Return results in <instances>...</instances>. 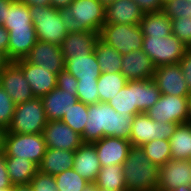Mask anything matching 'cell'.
<instances>
[{
  "label": "cell",
  "mask_w": 191,
  "mask_h": 191,
  "mask_svg": "<svg viewBox=\"0 0 191 191\" xmlns=\"http://www.w3.org/2000/svg\"><path fill=\"white\" fill-rule=\"evenodd\" d=\"M134 115L118 113L106 102L88 105V119L85 124L83 143H93L103 137L113 136L130 141Z\"/></svg>",
  "instance_id": "obj_1"
},
{
  "label": "cell",
  "mask_w": 191,
  "mask_h": 191,
  "mask_svg": "<svg viewBox=\"0 0 191 191\" xmlns=\"http://www.w3.org/2000/svg\"><path fill=\"white\" fill-rule=\"evenodd\" d=\"M160 96L161 92L153 79L128 80L107 103L120 114L135 116L148 111Z\"/></svg>",
  "instance_id": "obj_2"
},
{
  "label": "cell",
  "mask_w": 191,
  "mask_h": 191,
  "mask_svg": "<svg viewBox=\"0 0 191 191\" xmlns=\"http://www.w3.org/2000/svg\"><path fill=\"white\" fill-rule=\"evenodd\" d=\"M127 191H158L160 167L152 163L140 146H131L122 164Z\"/></svg>",
  "instance_id": "obj_3"
},
{
  "label": "cell",
  "mask_w": 191,
  "mask_h": 191,
  "mask_svg": "<svg viewBox=\"0 0 191 191\" xmlns=\"http://www.w3.org/2000/svg\"><path fill=\"white\" fill-rule=\"evenodd\" d=\"M68 33L94 31L99 33L105 24V7L99 0H73L60 10Z\"/></svg>",
  "instance_id": "obj_4"
},
{
  "label": "cell",
  "mask_w": 191,
  "mask_h": 191,
  "mask_svg": "<svg viewBox=\"0 0 191 191\" xmlns=\"http://www.w3.org/2000/svg\"><path fill=\"white\" fill-rule=\"evenodd\" d=\"M33 22L37 40L61 45L68 35L66 26L62 21L60 10L50 6H28Z\"/></svg>",
  "instance_id": "obj_5"
},
{
  "label": "cell",
  "mask_w": 191,
  "mask_h": 191,
  "mask_svg": "<svg viewBox=\"0 0 191 191\" xmlns=\"http://www.w3.org/2000/svg\"><path fill=\"white\" fill-rule=\"evenodd\" d=\"M48 120L41 97L17 104L12 123L7 129L10 133L41 134Z\"/></svg>",
  "instance_id": "obj_6"
},
{
  "label": "cell",
  "mask_w": 191,
  "mask_h": 191,
  "mask_svg": "<svg viewBox=\"0 0 191 191\" xmlns=\"http://www.w3.org/2000/svg\"><path fill=\"white\" fill-rule=\"evenodd\" d=\"M143 38L140 24L105 23L99 32V39L115 48L121 55L142 50Z\"/></svg>",
  "instance_id": "obj_7"
},
{
  "label": "cell",
  "mask_w": 191,
  "mask_h": 191,
  "mask_svg": "<svg viewBox=\"0 0 191 191\" xmlns=\"http://www.w3.org/2000/svg\"><path fill=\"white\" fill-rule=\"evenodd\" d=\"M188 47L171 34L167 37H144L142 50L151 58L155 67L178 64Z\"/></svg>",
  "instance_id": "obj_8"
},
{
  "label": "cell",
  "mask_w": 191,
  "mask_h": 191,
  "mask_svg": "<svg viewBox=\"0 0 191 191\" xmlns=\"http://www.w3.org/2000/svg\"><path fill=\"white\" fill-rule=\"evenodd\" d=\"M47 146L41 134H18L6 130L4 155L28 159L37 166L42 161Z\"/></svg>",
  "instance_id": "obj_9"
},
{
  "label": "cell",
  "mask_w": 191,
  "mask_h": 191,
  "mask_svg": "<svg viewBox=\"0 0 191 191\" xmlns=\"http://www.w3.org/2000/svg\"><path fill=\"white\" fill-rule=\"evenodd\" d=\"M178 124L155 122L143 112L134 116L130 142L132 146H142L155 139L170 140Z\"/></svg>",
  "instance_id": "obj_10"
},
{
  "label": "cell",
  "mask_w": 191,
  "mask_h": 191,
  "mask_svg": "<svg viewBox=\"0 0 191 191\" xmlns=\"http://www.w3.org/2000/svg\"><path fill=\"white\" fill-rule=\"evenodd\" d=\"M188 96L161 94L159 100L145 113L155 122L183 124L186 121Z\"/></svg>",
  "instance_id": "obj_11"
},
{
  "label": "cell",
  "mask_w": 191,
  "mask_h": 191,
  "mask_svg": "<svg viewBox=\"0 0 191 191\" xmlns=\"http://www.w3.org/2000/svg\"><path fill=\"white\" fill-rule=\"evenodd\" d=\"M0 85L17 105L35 98L22 68L10 61L0 72Z\"/></svg>",
  "instance_id": "obj_12"
},
{
  "label": "cell",
  "mask_w": 191,
  "mask_h": 191,
  "mask_svg": "<svg viewBox=\"0 0 191 191\" xmlns=\"http://www.w3.org/2000/svg\"><path fill=\"white\" fill-rule=\"evenodd\" d=\"M42 135L46 146L54 149L75 151L83 144L81 135L61 120H49Z\"/></svg>",
  "instance_id": "obj_13"
},
{
  "label": "cell",
  "mask_w": 191,
  "mask_h": 191,
  "mask_svg": "<svg viewBox=\"0 0 191 191\" xmlns=\"http://www.w3.org/2000/svg\"><path fill=\"white\" fill-rule=\"evenodd\" d=\"M180 185L191 186V161L170 159L160 166L158 191H175Z\"/></svg>",
  "instance_id": "obj_14"
},
{
  "label": "cell",
  "mask_w": 191,
  "mask_h": 191,
  "mask_svg": "<svg viewBox=\"0 0 191 191\" xmlns=\"http://www.w3.org/2000/svg\"><path fill=\"white\" fill-rule=\"evenodd\" d=\"M161 94L189 96L188 85L179 64H168L156 67L153 77Z\"/></svg>",
  "instance_id": "obj_15"
},
{
  "label": "cell",
  "mask_w": 191,
  "mask_h": 191,
  "mask_svg": "<svg viewBox=\"0 0 191 191\" xmlns=\"http://www.w3.org/2000/svg\"><path fill=\"white\" fill-rule=\"evenodd\" d=\"M25 59L57 75L65 69V60L60 46L49 42L37 40Z\"/></svg>",
  "instance_id": "obj_16"
},
{
  "label": "cell",
  "mask_w": 191,
  "mask_h": 191,
  "mask_svg": "<svg viewBox=\"0 0 191 191\" xmlns=\"http://www.w3.org/2000/svg\"><path fill=\"white\" fill-rule=\"evenodd\" d=\"M101 166L123 164L132 146L127 139L107 136L93 142Z\"/></svg>",
  "instance_id": "obj_17"
},
{
  "label": "cell",
  "mask_w": 191,
  "mask_h": 191,
  "mask_svg": "<svg viewBox=\"0 0 191 191\" xmlns=\"http://www.w3.org/2000/svg\"><path fill=\"white\" fill-rule=\"evenodd\" d=\"M23 70L35 97H42L57 87V74L29 63L25 58L15 61Z\"/></svg>",
  "instance_id": "obj_18"
},
{
  "label": "cell",
  "mask_w": 191,
  "mask_h": 191,
  "mask_svg": "<svg viewBox=\"0 0 191 191\" xmlns=\"http://www.w3.org/2000/svg\"><path fill=\"white\" fill-rule=\"evenodd\" d=\"M120 73L127 80L153 79L156 67L143 50H135L121 56Z\"/></svg>",
  "instance_id": "obj_19"
},
{
  "label": "cell",
  "mask_w": 191,
  "mask_h": 191,
  "mask_svg": "<svg viewBox=\"0 0 191 191\" xmlns=\"http://www.w3.org/2000/svg\"><path fill=\"white\" fill-rule=\"evenodd\" d=\"M144 12L134 0H115L105 7V23L137 25Z\"/></svg>",
  "instance_id": "obj_20"
},
{
  "label": "cell",
  "mask_w": 191,
  "mask_h": 191,
  "mask_svg": "<svg viewBox=\"0 0 191 191\" xmlns=\"http://www.w3.org/2000/svg\"><path fill=\"white\" fill-rule=\"evenodd\" d=\"M73 169L91 185L94 184L101 163L93 143H83L74 151Z\"/></svg>",
  "instance_id": "obj_21"
},
{
  "label": "cell",
  "mask_w": 191,
  "mask_h": 191,
  "mask_svg": "<svg viewBox=\"0 0 191 191\" xmlns=\"http://www.w3.org/2000/svg\"><path fill=\"white\" fill-rule=\"evenodd\" d=\"M98 39L99 33L94 31L68 33L60 45L64 60L66 61L70 57L92 53Z\"/></svg>",
  "instance_id": "obj_22"
},
{
  "label": "cell",
  "mask_w": 191,
  "mask_h": 191,
  "mask_svg": "<svg viewBox=\"0 0 191 191\" xmlns=\"http://www.w3.org/2000/svg\"><path fill=\"white\" fill-rule=\"evenodd\" d=\"M47 120H61L74 104L79 100L77 95L55 87L48 94L41 97Z\"/></svg>",
  "instance_id": "obj_23"
},
{
  "label": "cell",
  "mask_w": 191,
  "mask_h": 191,
  "mask_svg": "<svg viewBox=\"0 0 191 191\" xmlns=\"http://www.w3.org/2000/svg\"><path fill=\"white\" fill-rule=\"evenodd\" d=\"M8 34L9 61L24 59L37 42V36L34 27L12 28L10 31H8Z\"/></svg>",
  "instance_id": "obj_24"
},
{
  "label": "cell",
  "mask_w": 191,
  "mask_h": 191,
  "mask_svg": "<svg viewBox=\"0 0 191 191\" xmlns=\"http://www.w3.org/2000/svg\"><path fill=\"white\" fill-rule=\"evenodd\" d=\"M74 151L47 147L44 157L38 166V171L55 176L73 168Z\"/></svg>",
  "instance_id": "obj_25"
},
{
  "label": "cell",
  "mask_w": 191,
  "mask_h": 191,
  "mask_svg": "<svg viewBox=\"0 0 191 191\" xmlns=\"http://www.w3.org/2000/svg\"><path fill=\"white\" fill-rule=\"evenodd\" d=\"M65 69L77 80H98L102 73L94 51L88 55L70 57L65 61Z\"/></svg>",
  "instance_id": "obj_26"
},
{
  "label": "cell",
  "mask_w": 191,
  "mask_h": 191,
  "mask_svg": "<svg viewBox=\"0 0 191 191\" xmlns=\"http://www.w3.org/2000/svg\"><path fill=\"white\" fill-rule=\"evenodd\" d=\"M5 163L13 185L31 183L38 172V166L26 158L19 159L16 156H5Z\"/></svg>",
  "instance_id": "obj_27"
},
{
  "label": "cell",
  "mask_w": 191,
  "mask_h": 191,
  "mask_svg": "<svg viewBox=\"0 0 191 191\" xmlns=\"http://www.w3.org/2000/svg\"><path fill=\"white\" fill-rule=\"evenodd\" d=\"M144 37H167L172 34V22L162 11L144 13L140 21Z\"/></svg>",
  "instance_id": "obj_28"
},
{
  "label": "cell",
  "mask_w": 191,
  "mask_h": 191,
  "mask_svg": "<svg viewBox=\"0 0 191 191\" xmlns=\"http://www.w3.org/2000/svg\"><path fill=\"white\" fill-rule=\"evenodd\" d=\"M169 142L171 159L189 160L191 156V126L186 123L178 124Z\"/></svg>",
  "instance_id": "obj_29"
},
{
  "label": "cell",
  "mask_w": 191,
  "mask_h": 191,
  "mask_svg": "<svg viewBox=\"0 0 191 191\" xmlns=\"http://www.w3.org/2000/svg\"><path fill=\"white\" fill-rule=\"evenodd\" d=\"M93 185L108 191L126 190L122 164L101 166Z\"/></svg>",
  "instance_id": "obj_30"
},
{
  "label": "cell",
  "mask_w": 191,
  "mask_h": 191,
  "mask_svg": "<svg viewBox=\"0 0 191 191\" xmlns=\"http://www.w3.org/2000/svg\"><path fill=\"white\" fill-rule=\"evenodd\" d=\"M94 53L102 73L121 71L122 55L115 48L98 39L94 47Z\"/></svg>",
  "instance_id": "obj_31"
},
{
  "label": "cell",
  "mask_w": 191,
  "mask_h": 191,
  "mask_svg": "<svg viewBox=\"0 0 191 191\" xmlns=\"http://www.w3.org/2000/svg\"><path fill=\"white\" fill-rule=\"evenodd\" d=\"M127 81L120 72L101 73L97 80L99 102L107 103L127 84Z\"/></svg>",
  "instance_id": "obj_32"
},
{
  "label": "cell",
  "mask_w": 191,
  "mask_h": 191,
  "mask_svg": "<svg viewBox=\"0 0 191 191\" xmlns=\"http://www.w3.org/2000/svg\"><path fill=\"white\" fill-rule=\"evenodd\" d=\"M3 26L8 31L12 28L34 27L28 6L21 0H14L7 10Z\"/></svg>",
  "instance_id": "obj_33"
},
{
  "label": "cell",
  "mask_w": 191,
  "mask_h": 191,
  "mask_svg": "<svg viewBox=\"0 0 191 191\" xmlns=\"http://www.w3.org/2000/svg\"><path fill=\"white\" fill-rule=\"evenodd\" d=\"M57 191H90L91 184L73 168L54 176Z\"/></svg>",
  "instance_id": "obj_34"
},
{
  "label": "cell",
  "mask_w": 191,
  "mask_h": 191,
  "mask_svg": "<svg viewBox=\"0 0 191 191\" xmlns=\"http://www.w3.org/2000/svg\"><path fill=\"white\" fill-rule=\"evenodd\" d=\"M148 159L158 165H164L171 159L170 142L165 139H155L140 146Z\"/></svg>",
  "instance_id": "obj_35"
},
{
  "label": "cell",
  "mask_w": 191,
  "mask_h": 191,
  "mask_svg": "<svg viewBox=\"0 0 191 191\" xmlns=\"http://www.w3.org/2000/svg\"><path fill=\"white\" fill-rule=\"evenodd\" d=\"M88 119V105L78 101L64 114L61 121L67 124L72 130L83 135L85 124Z\"/></svg>",
  "instance_id": "obj_36"
},
{
  "label": "cell",
  "mask_w": 191,
  "mask_h": 191,
  "mask_svg": "<svg viewBox=\"0 0 191 191\" xmlns=\"http://www.w3.org/2000/svg\"><path fill=\"white\" fill-rule=\"evenodd\" d=\"M77 98L86 105L98 103L97 80H78Z\"/></svg>",
  "instance_id": "obj_37"
},
{
  "label": "cell",
  "mask_w": 191,
  "mask_h": 191,
  "mask_svg": "<svg viewBox=\"0 0 191 191\" xmlns=\"http://www.w3.org/2000/svg\"><path fill=\"white\" fill-rule=\"evenodd\" d=\"M16 104L0 85V128L7 130L12 123Z\"/></svg>",
  "instance_id": "obj_38"
},
{
  "label": "cell",
  "mask_w": 191,
  "mask_h": 191,
  "mask_svg": "<svg viewBox=\"0 0 191 191\" xmlns=\"http://www.w3.org/2000/svg\"><path fill=\"white\" fill-rule=\"evenodd\" d=\"M161 11L171 20L179 17L190 18L191 4L186 0H171L163 5Z\"/></svg>",
  "instance_id": "obj_39"
},
{
  "label": "cell",
  "mask_w": 191,
  "mask_h": 191,
  "mask_svg": "<svg viewBox=\"0 0 191 191\" xmlns=\"http://www.w3.org/2000/svg\"><path fill=\"white\" fill-rule=\"evenodd\" d=\"M172 34L177 36L188 48H191V17L172 19Z\"/></svg>",
  "instance_id": "obj_40"
},
{
  "label": "cell",
  "mask_w": 191,
  "mask_h": 191,
  "mask_svg": "<svg viewBox=\"0 0 191 191\" xmlns=\"http://www.w3.org/2000/svg\"><path fill=\"white\" fill-rule=\"evenodd\" d=\"M33 191H57L54 176L37 172L31 181Z\"/></svg>",
  "instance_id": "obj_41"
},
{
  "label": "cell",
  "mask_w": 191,
  "mask_h": 191,
  "mask_svg": "<svg viewBox=\"0 0 191 191\" xmlns=\"http://www.w3.org/2000/svg\"><path fill=\"white\" fill-rule=\"evenodd\" d=\"M78 80L66 69L57 75V87L63 91H69L72 95H77Z\"/></svg>",
  "instance_id": "obj_42"
},
{
  "label": "cell",
  "mask_w": 191,
  "mask_h": 191,
  "mask_svg": "<svg viewBox=\"0 0 191 191\" xmlns=\"http://www.w3.org/2000/svg\"><path fill=\"white\" fill-rule=\"evenodd\" d=\"M178 64L188 85L189 93L191 94V48L187 49Z\"/></svg>",
  "instance_id": "obj_43"
},
{
  "label": "cell",
  "mask_w": 191,
  "mask_h": 191,
  "mask_svg": "<svg viewBox=\"0 0 191 191\" xmlns=\"http://www.w3.org/2000/svg\"><path fill=\"white\" fill-rule=\"evenodd\" d=\"M144 13L158 12L162 10L160 0H134Z\"/></svg>",
  "instance_id": "obj_44"
},
{
  "label": "cell",
  "mask_w": 191,
  "mask_h": 191,
  "mask_svg": "<svg viewBox=\"0 0 191 191\" xmlns=\"http://www.w3.org/2000/svg\"><path fill=\"white\" fill-rule=\"evenodd\" d=\"M13 186L10 177L8 176L5 163V155H0V189L11 188Z\"/></svg>",
  "instance_id": "obj_45"
},
{
  "label": "cell",
  "mask_w": 191,
  "mask_h": 191,
  "mask_svg": "<svg viewBox=\"0 0 191 191\" xmlns=\"http://www.w3.org/2000/svg\"><path fill=\"white\" fill-rule=\"evenodd\" d=\"M9 34L8 30L2 25L0 26V52L6 55L8 59Z\"/></svg>",
  "instance_id": "obj_46"
},
{
  "label": "cell",
  "mask_w": 191,
  "mask_h": 191,
  "mask_svg": "<svg viewBox=\"0 0 191 191\" xmlns=\"http://www.w3.org/2000/svg\"><path fill=\"white\" fill-rule=\"evenodd\" d=\"M13 1L14 0H0V26H2L6 20L7 10Z\"/></svg>",
  "instance_id": "obj_47"
},
{
  "label": "cell",
  "mask_w": 191,
  "mask_h": 191,
  "mask_svg": "<svg viewBox=\"0 0 191 191\" xmlns=\"http://www.w3.org/2000/svg\"><path fill=\"white\" fill-rule=\"evenodd\" d=\"M27 6H50L51 0H21Z\"/></svg>",
  "instance_id": "obj_48"
},
{
  "label": "cell",
  "mask_w": 191,
  "mask_h": 191,
  "mask_svg": "<svg viewBox=\"0 0 191 191\" xmlns=\"http://www.w3.org/2000/svg\"><path fill=\"white\" fill-rule=\"evenodd\" d=\"M73 0H51V5L58 10L68 7Z\"/></svg>",
  "instance_id": "obj_49"
},
{
  "label": "cell",
  "mask_w": 191,
  "mask_h": 191,
  "mask_svg": "<svg viewBox=\"0 0 191 191\" xmlns=\"http://www.w3.org/2000/svg\"><path fill=\"white\" fill-rule=\"evenodd\" d=\"M12 191H33V188L31 186V183L27 184H14L11 187Z\"/></svg>",
  "instance_id": "obj_50"
},
{
  "label": "cell",
  "mask_w": 191,
  "mask_h": 191,
  "mask_svg": "<svg viewBox=\"0 0 191 191\" xmlns=\"http://www.w3.org/2000/svg\"><path fill=\"white\" fill-rule=\"evenodd\" d=\"M185 123L187 125L191 126V94L188 96V101H187V115H186V121Z\"/></svg>",
  "instance_id": "obj_51"
},
{
  "label": "cell",
  "mask_w": 191,
  "mask_h": 191,
  "mask_svg": "<svg viewBox=\"0 0 191 191\" xmlns=\"http://www.w3.org/2000/svg\"><path fill=\"white\" fill-rule=\"evenodd\" d=\"M6 130L0 128V155L4 154Z\"/></svg>",
  "instance_id": "obj_52"
},
{
  "label": "cell",
  "mask_w": 191,
  "mask_h": 191,
  "mask_svg": "<svg viewBox=\"0 0 191 191\" xmlns=\"http://www.w3.org/2000/svg\"><path fill=\"white\" fill-rule=\"evenodd\" d=\"M10 61L7 59L6 55L0 52V72Z\"/></svg>",
  "instance_id": "obj_53"
},
{
  "label": "cell",
  "mask_w": 191,
  "mask_h": 191,
  "mask_svg": "<svg viewBox=\"0 0 191 191\" xmlns=\"http://www.w3.org/2000/svg\"><path fill=\"white\" fill-rule=\"evenodd\" d=\"M175 191H191V186L180 185Z\"/></svg>",
  "instance_id": "obj_54"
},
{
  "label": "cell",
  "mask_w": 191,
  "mask_h": 191,
  "mask_svg": "<svg viewBox=\"0 0 191 191\" xmlns=\"http://www.w3.org/2000/svg\"><path fill=\"white\" fill-rule=\"evenodd\" d=\"M90 191H108V190H103V189H100L94 185H91ZM113 191H127V190H113Z\"/></svg>",
  "instance_id": "obj_55"
},
{
  "label": "cell",
  "mask_w": 191,
  "mask_h": 191,
  "mask_svg": "<svg viewBox=\"0 0 191 191\" xmlns=\"http://www.w3.org/2000/svg\"><path fill=\"white\" fill-rule=\"evenodd\" d=\"M100 3L104 6L107 7L109 4L113 3L115 0H99Z\"/></svg>",
  "instance_id": "obj_56"
},
{
  "label": "cell",
  "mask_w": 191,
  "mask_h": 191,
  "mask_svg": "<svg viewBox=\"0 0 191 191\" xmlns=\"http://www.w3.org/2000/svg\"><path fill=\"white\" fill-rule=\"evenodd\" d=\"M171 0H160L161 5H165L166 3L170 2Z\"/></svg>",
  "instance_id": "obj_57"
},
{
  "label": "cell",
  "mask_w": 191,
  "mask_h": 191,
  "mask_svg": "<svg viewBox=\"0 0 191 191\" xmlns=\"http://www.w3.org/2000/svg\"><path fill=\"white\" fill-rule=\"evenodd\" d=\"M0 191H12L11 188L0 189Z\"/></svg>",
  "instance_id": "obj_58"
}]
</instances>
